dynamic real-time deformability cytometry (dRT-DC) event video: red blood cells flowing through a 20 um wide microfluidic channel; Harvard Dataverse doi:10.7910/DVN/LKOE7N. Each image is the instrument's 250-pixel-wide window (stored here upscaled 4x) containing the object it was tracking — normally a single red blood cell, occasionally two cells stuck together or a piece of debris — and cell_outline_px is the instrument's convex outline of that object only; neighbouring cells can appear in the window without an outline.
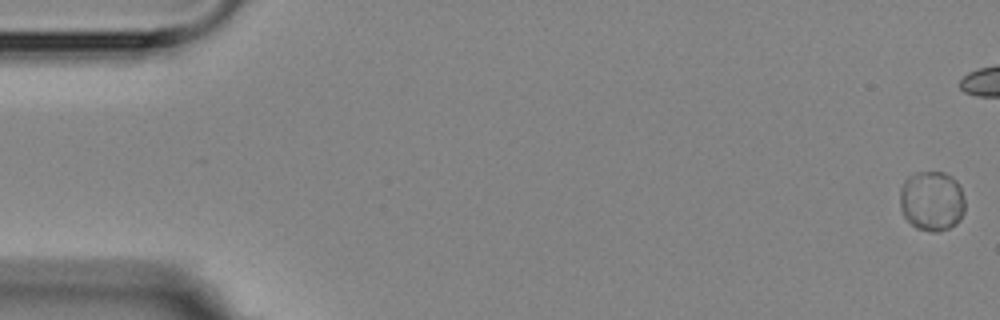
{"species": "Egyptian fruit bat (a non-hibernating species)", "species_latin": "Rousettus aegyptiacus", "temperature_condition": "room temperature", "stored_images_in_passage": 6, "camera_frame_rate_fps": 3000, "um_per_image_px": 0.085, "animal": {"sex": "female"}, "frame": {"image": 1, "passage_image": 1, "time_ms": 0.0, "image_size_px": [1000, 320], "cell_outline_px": [[964, 212], [960, 220], [956, 224], [948, 228], [936, 232], [932, 232], [916, 228], [904, 216], [900, 208], [900, 188], [904, 180], [908, 176], [916, 172], [944, 172], [952, 176], [960, 184], [964, 196]], "centroid_in_image_um": [79.21, 17.06], "position_along_channel_um": 5.8, "area_um2": 23.06}}